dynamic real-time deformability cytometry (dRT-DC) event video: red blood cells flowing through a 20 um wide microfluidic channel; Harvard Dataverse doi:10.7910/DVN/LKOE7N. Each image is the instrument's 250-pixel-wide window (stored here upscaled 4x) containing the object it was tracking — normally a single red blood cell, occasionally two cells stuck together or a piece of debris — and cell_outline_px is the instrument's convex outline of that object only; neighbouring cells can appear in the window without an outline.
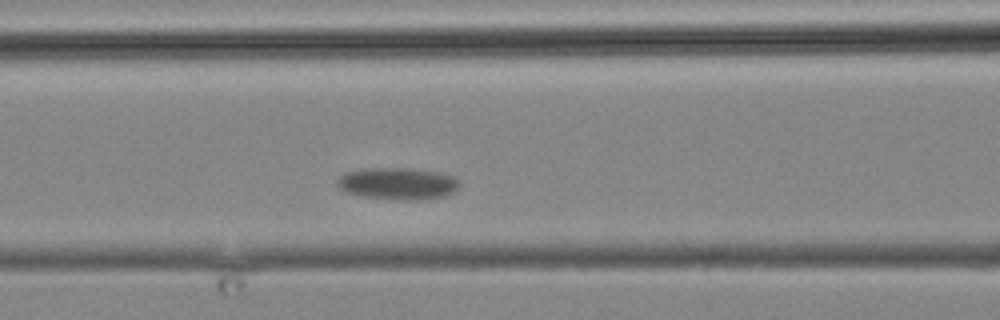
{"species": "common noctule bat (a hibernating species)", "species_latin": "Nyctalus noctula", "temperature_condition": "cold", "stored_images_in_passage": 3, "camera_frame_rate_fps": 3000, "um_per_image_px": 0.085, "animal": {"sex": "male", "body_mass_g": 19.2, "forearm_length_mm": 51.8}, "frame": {"image": 1, "passage_image": 3, "time_ms": 2.333, "image_size_px": [1000, 320], "cell_outline_px": [[460, 184], [452, 192], [444, 196], [420, 200], [400, 200], [364, 196], [348, 192], [340, 188], [336, 184], [336, 180], [344, 172], [368, 168], [408, 168], [436, 172], [456, 176]], "centroid_in_image_um": [33.81, 15.6], "position_along_channel_um": 132.8, "area_um2": 22.66}}